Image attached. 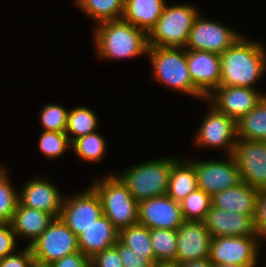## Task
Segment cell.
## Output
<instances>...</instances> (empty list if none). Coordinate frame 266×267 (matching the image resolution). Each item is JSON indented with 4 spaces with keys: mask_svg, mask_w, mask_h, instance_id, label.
<instances>
[{
    "mask_svg": "<svg viewBox=\"0 0 266 267\" xmlns=\"http://www.w3.org/2000/svg\"><path fill=\"white\" fill-rule=\"evenodd\" d=\"M91 29L95 55L105 63L147 58V33L123 18L98 23Z\"/></svg>",
    "mask_w": 266,
    "mask_h": 267,
    "instance_id": "cell-1",
    "label": "cell"
},
{
    "mask_svg": "<svg viewBox=\"0 0 266 267\" xmlns=\"http://www.w3.org/2000/svg\"><path fill=\"white\" fill-rule=\"evenodd\" d=\"M249 37L246 34L243 35L220 55L219 86L260 89L257 83L259 84V81L266 75V45L260 39Z\"/></svg>",
    "mask_w": 266,
    "mask_h": 267,
    "instance_id": "cell-2",
    "label": "cell"
},
{
    "mask_svg": "<svg viewBox=\"0 0 266 267\" xmlns=\"http://www.w3.org/2000/svg\"><path fill=\"white\" fill-rule=\"evenodd\" d=\"M147 58L151 64V81L172 90L177 94L200 100L206 97L194 86L183 47L149 46Z\"/></svg>",
    "mask_w": 266,
    "mask_h": 267,
    "instance_id": "cell-3",
    "label": "cell"
},
{
    "mask_svg": "<svg viewBox=\"0 0 266 267\" xmlns=\"http://www.w3.org/2000/svg\"><path fill=\"white\" fill-rule=\"evenodd\" d=\"M180 157L163 156L132 164L115 174L127 186L134 199L140 201L167 194L170 171Z\"/></svg>",
    "mask_w": 266,
    "mask_h": 267,
    "instance_id": "cell-4",
    "label": "cell"
},
{
    "mask_svg": "<svg viewBox=\"0 0 266 267\" xmlns=\"http://www.w3.org/2000/svg\"><path fill=\"white\" fill-rule=\"evenodd\" d=\"M89 185L100 198L103 215L118 231L138 223L139 203L114 172H105Z\"/></svg>",
    "mask_w": 266,
    "mask_h": 267,
    "instance_id": "cell-5",
    "label": "cell"
},
{
    "mask_svg": "<svg viewBox=\"0 0 266 267\" xmlns=\"http://www.w3.org/2000/svg\"><path fill=\"white\" fill-rule=\"evenodd\" d=\"M166 3L162 15L147 34L148 45L185 47L195 18L201 8L194 3ZM199 7V8H197Z\"/></svg>",
    "mask_w": 266,
    "mask_h": 267,
    "instance_id": "cell-6",
    "label": "cell"
},
{
    "mask_svg": "<svg viewBox=\"0 0 266 267\" xmlns=\"http://www.w3.org/2000/svg\"><path fill=\"white\" fill-rule=\"evenodd\" d=\"M206 111L202 122L191 139V144L200 150H222L225 155H233L237 141V125L233 118L218 112L206 100Z\"/></svg>",
    "mask_w": 266,
    "mask_h": 267,
    "instance_id": "cell-7",
    "label": "cell"
},
{
    "mask_svg": "<svg viewBox=\"0 0 266 267\" xmlns=\"http://www.w3.org/2000/svg\"><path fill=\"white\" fill-rule=\"evenodd\" d=\"M202 13L200 12L193 22L185 49L221 55L244 35L228 24L215 21Z\"/></svg>",
    "mask_w": 266,
    "mask_h": 267,
    "instance_id": "cell-8",
    "label": "cell"
},
{
    "mask_svg": "<svg viewBox=\"0 0 266 267\" xmlns=\"http://www.w3.org/2000/svg\"><path fill=\"white\" fill-rule=\"evenodd\" d=\"M264 241L259 236H225L212 238L209 260L216 265L260 266Z\"/></svg>",
    "mask_w": 266,
    "mask_h": 267,
    "instance_id": "cell-9",
    "label": "cell"
},
{
    "mask_svg": "<svg viewBox=\"0 0 266 267\" xmlns=\"http://www.w3.org/2000/svg\"><path fill=\"white\" fill-rule=\"evenodd\" d=\"M187 159L194 165L198 188L211 197L241 182L239 168L233 155H224L220 159Z\"/></svg>",
    "mask_w": 266,
    "mask_h": 267,
    "instance_id": "cell-10",
    "label": "cell"
},
{
    "mask_svg": "<svg viewBox=\"0 0 266 267\" xmlns=\"http://www.w3.org/2000/svg\"><path fill=\"white\" fill-rule=\"evenodd\" d=\"M87 187L66 194L61 208L60 218L77 237L103 216L98 194L90 185Z\"/></svg>",
    "mask_w": 266,
    "mask_h": 267,
    "instance_id": "cell-11",
    "label": "cell"
},
{
    "mask_svg": "<svg viewBox=\"0 0 266 267\" xmlns=\"http://www.w3.org/2000/svg\"><path fill=\"white\" fill-rule=\"evenodd\" d=\"M29 247L34 259L50 264L80 251L78 237L60 217L54 218L48 228Z\"/></svg>",
    "mask_w": 266,
    "mask_h": 267,
    "instance_id": "cell-12",
    "label": "cell"
},
{
    "mask_svg": "<svg viewBox=\"0 0 266 267\" xmlns=\"http://www.w3.org/2000/svg\"><path fill=\"white\" fill-rule=\"evenodd\" d=\"M45 175L46 173L42 176L36 175L24 181V184L18 187V201L22 206L42 210L58 218L65 194L60 186L50 179L52 177Z\"/></svg>",
    "mask_w": 266,
    "mask_h": 267,
    "instance_id": "cell-13",
    "label": "cell"
},
{
    "mask_svg": "<svg viewBox=\"0 0 266 267\" xmlns=\"http://www.w3.org/2000/svg\"><path fill=\"white\" fill-rule=\"evenodd\" d=\"M233 157L241 181L260 191L266 190V141L237 138Z\"/></svg>",
    "mask_w": 266,
    "mask_h": 267,
    "instance_id": "cell-14",
    "label": "cell"
},
{
    "mask_svg": "<svg viewBox=\"0 0 266 267\" xmlns=\"http://www.w3.org/2000/svg\"><path fill=\"white\" fill-rule=\"evenodd\" d=\"M266 95V91L248 87L219 86L206 101L218 112L226 114L236 122L256 105Z\"/></svg>",
    "mask_w": 266,
    "mask_h": 267,
    "instance_id": "cell-15",
    "label": "cell"
},
{
    "mask_svg": "<svg viewBox=\"0 0 266 267\" xmlns=\"http://www.w3.org/2000/svg\"><path fill=\"white\" fill-rule=\"evenodd\" d=\"M184 221L180 203L167 194L139 202L138 223L149 229L177 230Z\"/></svg>",
    "mask_w": 266,
    "mask_h": 267,
    "instance_id": "cell-16",
    "label": "cell"
},
{
    "mask_svg": "<svg viewBox=\"0 0 266 267\" xmlns=\"http://www.w3.org/2000/svg\"><path fill=\"white\" fill-rule=\"evenodd\" d=\"M211 242L212 236L204 221L185 220L177 229L176 262L209 258Z\"/></svg>",
    "mask_w": 266,
    "mask_h": 267,
    "instance_id": "cell-17",
    "label": "cell"
},
{
    "mask_svg": "<svg viewBox=\"0 0 266 267\" xmlns=\"http://www.w3.org/2000/svg\"><path fill=\"white\" fill-rule=\"evenodd\" d=\"M186 60L194 86L207 98L220 85V54L186 49Z\"/></svg>",
    "mask_w": 266,
    "mask_h": 267,
    "instance_id": "cell-18",
    "label": "cell"
},
{
    "mask_svg": "<svg viewBox=\"0 0 266 267\" xmlns=\"http://www.w3.org/2000/svg\"><path fill=\"white\" fill-rule=\"evenodd\" d=\"M212 238L225 236H259L251 216L229 212L215 207L210 208L204 220Z\"/></svg>",
    "mask_w": 266,
    "mask_h": 267,
    "instance_id": "cell-19",
    "label": "cell"
},
{
    "mask_svg": "<svg viewBox=\"0 0 266 267\" xmlns=\"http://www.w3.org/2000/svg\"><path fill=\"white\" fill-rule=\"evenodd\" d=\"M260 190L241 181L211 197L212 207L251 216L254 219Z\"/></svg>",
    "mask_w": 266,
    "mask_h": 267,
    "instance_id": "cell-20",
    "label": "cell"
},
{
    "mask_svg": "<svg viewBox=\"0 0 266 267\" xmlns=\"http://www.w3.org/2000/svg\"><path fill=\"white\" fill-rule=\"evenodd\" d=\"M54 218L50 213L22 206L18 202L11 225L18 242L25 240L26 246H30L48 228Z\"/></svg>",
    "mask_w": 266,
    "mask_h": 267,
    "instance_id": "cell-21",
    "label": "cell"
},
{
    "mask_svg": "<svg viewBox=\"0 0 266 267\" xmlns=\"http://www.w3.org/2000/svg\"><path fill=\"white\" fill-rule=\"evenodd\" d=\"M118 237L119 231L103 215L78 236L79 249L91 259L105 249L115 246Z\"/></svg>",
    "mask_w": 266,
    "mask_h": 267,
    "instance_id": "cell-22",
    "label": "cell"
},
{
    "mask_svg": "<svg viewBox=\"0 0 266 267\" xmlns=\"http://www.w3.org/2000/svg\"><path fill=\"white\" fill-rule=\"evenodd\" d=\"M167 0H125L123 19L149 33L162 15Z\"/></svg>",
    "mask_w": 266,
    "mask_h": 267,
    "instance_id": "cell-23",
    "label": "cell"
},
{
    "mask_svg": "<svg viewBox=\"0 0 266 267\" xmlns=\"http://www.w3.org/2000/svg\"><path fill=\"white\" fill-rule=\"evenodd\" d=\"M182 157L172 165L167 189V195L179 203L198 188L194 165Z\"/></svg>",
    "mask_w": 266,
    "mask_h": 267,
    "instance_id": "cell-24",
    "label": "cell"
},
{
    "mask_svg": "<svg viewBox=\"0 0 266 267\" xmlns=\"http://www.w3.org/2000/svg\"><path fill=\"white\" fill-rule=\"evenodd\" d=\"M74 6L94 25L104 21L121 19L124 14L125 0H73Z\"/></svg>",
    "mask_w": 266,
    "mask_h": 267,
    "instance_id": "cell-25",
    "label": "cell"
},
{
    "mask_svg": "<svg viewBox=\"0 0 266 267\" xmlns=\"http://www.w3.org/2000/svg\"><path fill=\"white\" fill-rule=\"evenodd\" d=\"M237 138L251 141H266V95L237 122Z\"/></svg>",
    "mask_w": 266,
    "mask_h": 267,
    "instance_id": "cell-26",
    "label": "cell"
},
{
    "mask_svg": "<svg viewBox=\"0 0 266 267\" xmlns=\"http://www.w3.org/2000/svg\"><path fill=\"white\" fill-rule=\"evenodd\" d=\"M89 106L79 105L69 108L66 131L71 143L89 133L99 130L100 119Z\"/></svg>",
    "mask_w": 266,
    "mask_h": 267,
    "instance_id": "cell-27",
    "label": "cell"
},
{
    "mask_svg": "<svg viewBox=\"0 0 266 267\" xmlns=\"http://www.w3.org/2000/svg\"><path fill=\"white\" fill-rule=\"evenodd\" d=\"M98 131L82 136L72 142L75 157L86 163H101L106 159L108 140Z\"/></svg>",
    "mask_w": 266,
    "mask_h": 267,
    "instance_id": "cell-28",
    "label": "cell"
},
{
    "mask_svg": "<svg viewBox=\"0 0 266 267\" xmlns=\"http://www.w3.org/2000/svg\"><path fill=\"white\" fill-rule=\"evenodd\" d=\"M118 240L123 245L150 259L155 264V255L150 239V229L145 225L137 223L120 230Z\"/></svg>",
    "mask_w": 266,
    "mask_h": 267,
    "instance_id": "cell-29",
    "label": "cell"
},
{
    "mask_svg": "<svg viewBox=\"0 0 266 267\" xmlns=\"http://www.w3.org/2000/svg\"><path fill=\"white\" fill-rule=\"evenodd\" d=\"M8 170V165H0V224L11 223L19 202L18 189Z\"/></svg>",
    "mask_w": 266,
    "mask_h": 267,
    "instance_id": "cell-30",
    "label": "cell"
},
{
    "mask_svg": "<svg viewBox=\"0 0 266 267\" xmlns=\"http://www.w3.org/2000/svg\"><path fill=\"white\" fill-rule=\"evenodd\" d=\"M150 239L155 255V265L160 262H176L177 230L150 229Z\"/></svg>",
    "mask_w": 266,
    "mask_h": 267,
    "instance_id": "cell-31",
    "label": "cell"
},
{
    "mask_svg": "<svg viewBox=\"0 0 266 267\" xmlns=\"http://www.w3.org/2000/svg\"><path fill=\"white\" fill-rule=\"evenodd\" d=\"M37 140L38 151L51 161H57L64 157L67 151H72V143L65 132L41 131Z\"/></svg>",
    "mask_w": 266,
    "mask_h": 267,
    "instance_id": "cell-32",
    "label": "cell"
},
{
    "mask_svg": "<svg viewBox=\"0 0 266 267\" xmlns=\"http://www.w3.org/2000/svg\"><path fill=\"white\" fill-rule=\"evenodd\" d=\"M180 205L184 220L204 221L212 206L211 196L197 188Z\"/></svg>",
    "mask_w": 266,
    "mask_h": 267,
    "instance_id": "cell-33",
    "label": "cell"
},
{
    "mask_svg": "<svg viewBox=\"0 0 266 267\" xmlns=\"http://www.w3.org/2000/svg\"><path fill=\"white\" fill-rule=\"evenodd\" d=\"M69 109L58 103H46L38 115L42 131L65 132Z\"/></svg>",
    "mask_w": 266,
    "mask_h": 267,
    "instance_id": "cell-34",
    "label": "cell"
},
{
    "mask_svg": "<svg viewBox=\"0 0 266 267\" xmlns=\"http://www.w3.org/2000/svg\"><path fill=\"white\" fill-rule=\"evenodd\" d=\"M118 249L124 267H154L155 264L141 254L134 252L129 247L123 245L119 240L115 244Z\"/></svg>",
    "mask_w": 266,
    "mask_h": 267,
    "instance_id": "cell-35",
    "label": "cell"
},
{
    "mask_svg": "<svg viewBox=\"0 0 266 267\" xmlns=\"http://www.w3.org/2000/svg\"><path fill=\"white\" fill-rule=\"evenodd\" d=\"M11 223L0 224V259L15 253L20 246Z\"/></svg>",
    "mask_w": 266,
    "mask_h": 267,
    "instance_id": "cell-36",
    "label": "cell"
},
{
    "mask_svg": "<svg viewBox=\"0 0 266 267\" xmlns=\"http://www.w3.org/2000/svg\"><path fill=\"white\" fill-rule=\"evenodd\" d=\"M22 248V249H21ZM15 253L0 259V267H29L34 259L29 246H23Z\"/></svg>",
    "mask_w": 266,
    "mask_h": 267,
    "instance_id": "cell-37",
    "label": "cell"
},
{
    "mask_svg": "<svg viewBox=\"0 0 266 267\" xmlns=\"http://www.w3.org/2000/svg\"><path fill=\"white\" fill-rule=\"evenodd\" d=\"M91 267H124L118 252L113 246L91 258Z\"/></svg>",
    "mask_w": 266,
    "mask_h": 267,
    "instance_id": "cell-38",
    "label": "cell"
},
{
    "mask_svg": "<svg viewBox=\"0 0 266 267\" xmlns=\"http://www.w3.org/2000/svg\"><path fill=\"white\" fill-rule=\"evenodd\" d=\"M254 227L259 237L266 242V190L260 191L256 202Z\"/></svg>",
    "mask_w": 266,
    "mask_h": 267,
    "instance_id": "cell-39",
    "label": "cell"
},
{
    "mask_svg": "<svg viewBox=\"0 0 266 267\" xmlns=\"http://www.w3.org/2000/svg\"><path fill=\"white\" fill-rule=\"evenodd\" d=\"M51 265L52 267H91V259L79 251L66 255Z\"/></svg>",
    "mask_w": 266,
    "mask_h": 267,
    "instance_id": "cell-40",
    "label": "cell"
},
{
    "mask_svg": "<svg viewBox=\"0 0 266 267\" xmlns=\"http://www.w3.org/2000/svg\"><path fill=\"white\" fill-rule=\"evenodd\" d=\"M180 265L181 267H213V263L209 258L187 261Z\"/></svg>",
    "mask_w": 266,
    "mask_h": 267,
    "instance_id": "cell-41",
    "label": "cell"
},
{
    "mask_svg": "<svg viewBox=\"0 0 266 267\" xmlns=\"http://www.w3.org/2000/svg\"><path fill=\"white\" fill-rule=\"evenodd\" d=\"M29 267H52V265L50 263H45V262H41L36 259H33Z\"/></svg>",
    "mask_w": 266,
    "mask_h": 267,
    "instance_id": "cell-42",
    "label": "cell"
},
{
    "mask_svg": "<svg viewBox=\"0 0 266 267\" xmlns=\"http://www.w3.org/2000/svg\"><path fill=\"white\" fill-rule=\"evenodd\" d=\"M154 267H181L177 262H160L157 263Z\"/></svg>",
    "mask_w": 266,
    "mask_h": 267,
    "instance_id": "cell-43",
    "label": "cell"
},
{
    "mask_svg": "<svg viewBox=\"0 0 266 267\" xmlns=\"http://www.w3.org/2000/svg\"><path fill=\"white\" fill-rule=\"evenodd\" d=\"M213 267H259V266H245L239 264H221V265L213 264Z\"/></svg>",
    "mask_w": 266,
    "mask_h": 267,
    "instance_id": "cell-44",
    "label": "cell"
},
{
    "mask_svg": "<svg viewBox=\"0 0 266 267\" xmlns=\"http://www.w3.org/2000/svg\"><path fill=\"white\" fill-rule=\"evenodd\" d=\"M266 253V252H265ZM266 259V258H265ZM264 259V262L263 263H265V264H263L265 267H266V260Z\"/></svg>",
    "mask_w": 266,
    "mask_h": 267,
    "instance_id": "cell-45",
    "label": "cell"
}]
</instances>
